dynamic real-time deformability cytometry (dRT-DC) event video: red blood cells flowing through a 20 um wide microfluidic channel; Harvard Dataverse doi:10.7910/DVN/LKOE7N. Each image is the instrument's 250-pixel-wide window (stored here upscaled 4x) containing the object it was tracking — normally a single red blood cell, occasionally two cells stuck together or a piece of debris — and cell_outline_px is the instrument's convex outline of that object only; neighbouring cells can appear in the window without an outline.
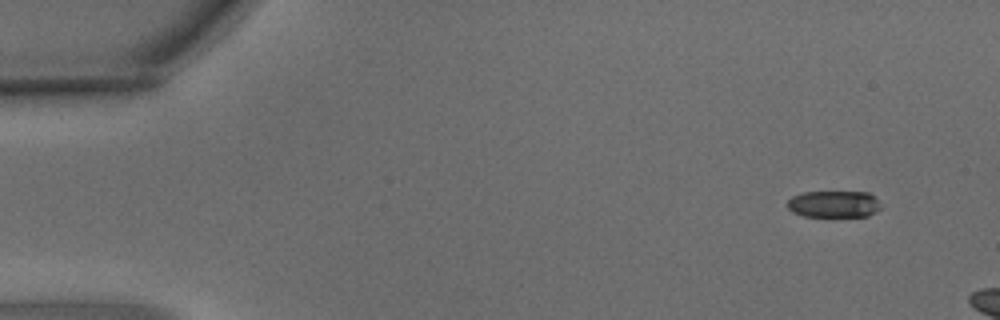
{"species": "common noctule bat (a hibernating species)", "species_latin": "Nyctalus noctula", "temperature_condition": "warm", "stored_images_in_passage": 3, "camera_frame_rate_fps": 3000, "um_per_image_px": 0.085, "animal": {"sex": "male", "body_mass_g": 15.6}, "frame": {"image": 1, "passage_image": 1, "time_ms": 0.0, "image_size_px": [1000, 320], "cell_outline_px": [[880, 208], [876, 212], [868, 216], [804, 216], [792, 212], [788, 208], [788, 200], [792, 196], [804, 192], [868, 192], [880, 204]], "centroid_in_image_um": [70.86, 17.35], "position_along_channel_um": 14.1, "area_um2": 14.45}}